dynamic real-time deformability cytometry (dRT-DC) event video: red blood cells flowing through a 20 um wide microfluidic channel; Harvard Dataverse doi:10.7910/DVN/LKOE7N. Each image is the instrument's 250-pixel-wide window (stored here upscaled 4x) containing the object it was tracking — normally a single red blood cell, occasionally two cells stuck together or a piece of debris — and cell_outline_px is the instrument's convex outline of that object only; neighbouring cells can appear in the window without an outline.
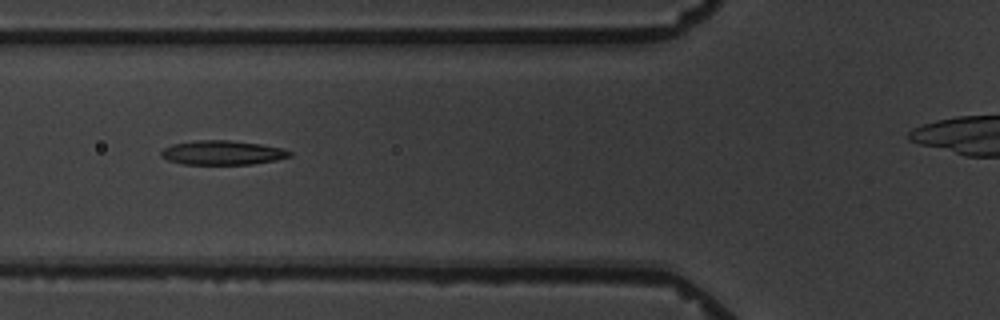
{"species": "common noctule bat (a hibernating species)", "species_latin": "Nyctalus noctula", "temperature_condition": "warm", "stored_images_in_passage": 7, "camera_frame_rate_fps": 3000, "um_per_image_px": 0.085, "animal": {"sex": "male", "body_mass_g": 19.5, "forearm_length_mm": 54.6}, "frame": {"image": 1, "passage_image": 6, "time_ms": 5.667, "image_size_px": [1000, 320], "cell_outline_px": [[292, 156], [276, 160], [252, 164], [184, 164], [168, 160], [160, 156], [160, 152], [164, 148], [172, 144], [196, 140], [228, 140], [260, 144], [284, 148], [292, 152]], "centroid_in_image_um": [18.92, 12.97], "position_along_channel_um": 106.9, "area_um2": 18.21}}
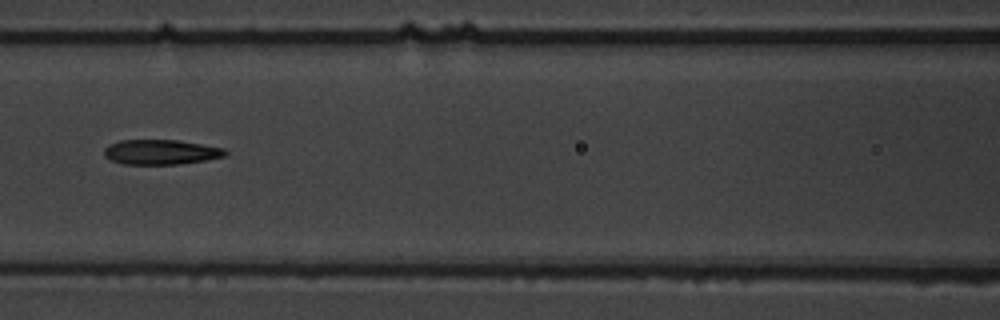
{"frame": {"image": 2, "passage_image": 7, "time_ms": 7.0, "image_size_px": [1000, 320], "cell_outline_px": [[228, 152], [224, 156], [208, 160], [180, 164], [124, 164], [112, 160], [104, 156], [104, 148], [108, 144], [120, 140], [180, 140], [224, 148]], "centroid_in_image_um": [13.68, 12.92], "position_along_channel_um": 152.9, "area_um2": 17.69}}